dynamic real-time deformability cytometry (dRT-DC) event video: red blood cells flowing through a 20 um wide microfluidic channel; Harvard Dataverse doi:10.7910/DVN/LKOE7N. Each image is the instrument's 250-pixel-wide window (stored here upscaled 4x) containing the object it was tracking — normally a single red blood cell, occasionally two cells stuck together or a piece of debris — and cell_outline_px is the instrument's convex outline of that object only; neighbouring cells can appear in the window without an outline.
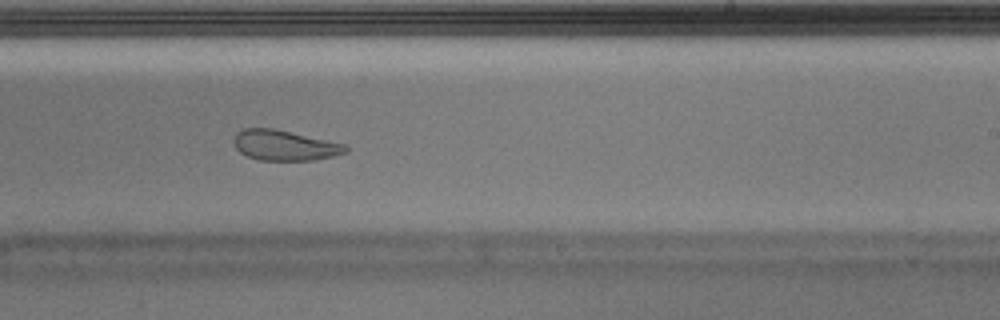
{"species": "Egyptian fruit bat (a non-hibernating species)", "species_latin": "Rousettus aegyptiacus", "temperature_condition": "warm", "stored_images_in_passage": 38, "segment_of_instrument_passage": [1, 2], "camera_frame_rate_fps": 3000, "um_per_image_px": 0.085, "animal": {"sex": "male"}, "frame": {"image": 1, "passage_image": 22, "time_ms": 7.0, "image_size_px": [1000, 320], "cell_outline_px": [[348, 152], [332, 156], [312, 160], [260, 160], [248, 156], [240, 152], [232, 144], [232, 140], [236, 132], [244, 128], [272, 128], [344, 144], [348, 148]], "centroid_in_image_um": [24.13, 12.35], "position_along_channel_um": 264.9, "area_um2": 19.59}}